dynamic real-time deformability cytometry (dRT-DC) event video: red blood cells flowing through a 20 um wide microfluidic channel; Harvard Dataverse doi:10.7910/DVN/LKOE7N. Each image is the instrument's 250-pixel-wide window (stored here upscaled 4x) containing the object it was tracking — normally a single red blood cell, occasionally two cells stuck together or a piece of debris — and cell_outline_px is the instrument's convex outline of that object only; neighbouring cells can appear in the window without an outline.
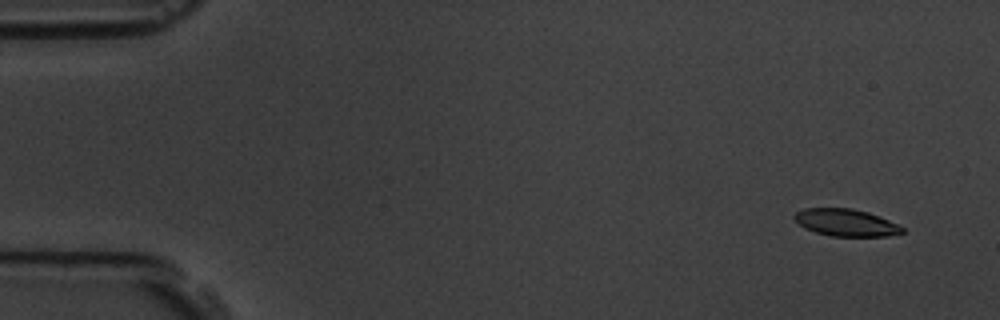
{"species": "common noctule bat (a hibernating species)", "species_latin": "Nyctalus noctula", "temperature_condition": "room temperature", "stored_images_in_passage": 3, "camera_frame_rate_fps": 3000, "um_per_image_px": 0.085, "animal": {"sex": "male", "body_mass_g": 19.5, "forearm_length_mm": 54.6}, "frame": {"image": 1, "passage_image": 1, "time_ms": 0.0, "image_size_px": [1000, 320], "cell_outline_px": [[904, 232], [888, 236], [832, 236], [816, 232], [804, 228], [792, 216], [796, 212], [804, 208], [852, 208], [868, 212], [888, 220], [904, 228]], "centroid_in_image_um": [71.89, 18.91], "position_along_channel_um": 13.1, "area_um2": 16.94}}